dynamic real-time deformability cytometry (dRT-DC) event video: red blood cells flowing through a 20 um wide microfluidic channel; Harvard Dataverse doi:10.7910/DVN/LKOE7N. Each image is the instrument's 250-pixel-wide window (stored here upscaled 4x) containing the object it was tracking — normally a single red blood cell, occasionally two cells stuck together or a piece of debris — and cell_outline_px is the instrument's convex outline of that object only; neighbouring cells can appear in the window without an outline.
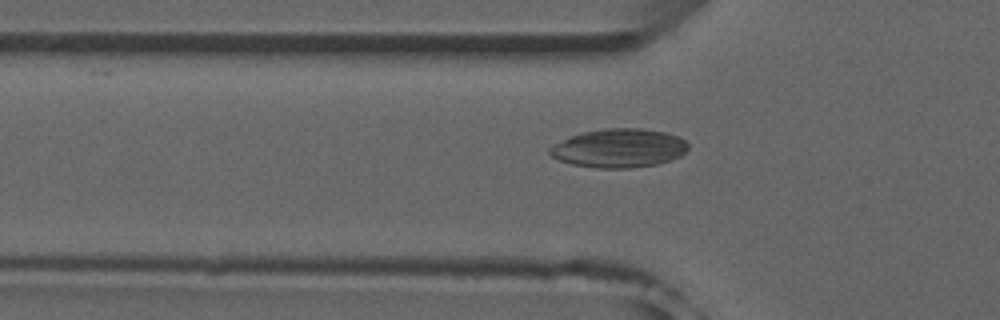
{"species": "common noctule bat (a hibernating species)", "species_latin": "Nyctalus noctula", "temperature_condition": "room temperature", "stored_images_in_passage": 52, "camera_frame_rate_fps": 3000, "um_per_image_px": 0.085, "animal": {"sex": "male", "forearm_length_mm": 52.5}, "frame": {"image": 1, "passage_image": 17, "time_ms": 5.333, "image_size_px": [1000, 320], "cell_outline_px": [[688, 148], [680, 156], [656, 164], [632, 168], [596, 168], [572, 164], [560, 160], [552, 156], [548, 152], [548, 148], [572, 136], [584, 132], [604, 128], [640, 128], [664, 132], [676, 136], [684, 140], [688, 144]], "centroid_in_image_um": [52.61, 12.6], "position_along_channel_um": 73.2, "area_um2": 30.87}}
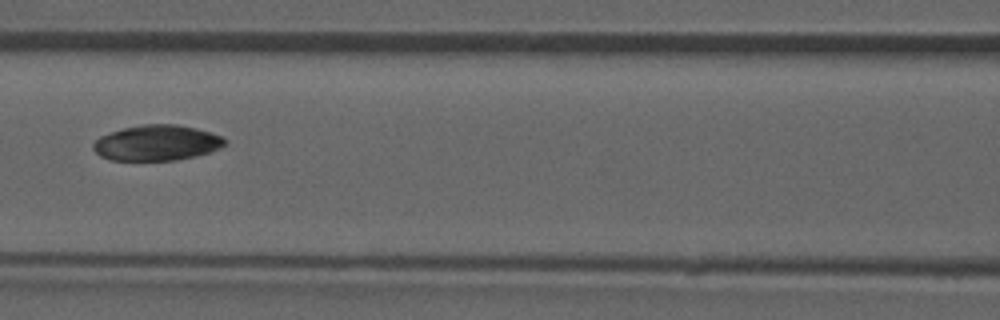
{"frame": {"image": 2, "passage_image": 23, "time_ms": 7.333, "image_size_px": [1000, 320], "cell_outline_px": [[224, 144], [220, 148], [212, 152], [196, 156], [176, 160], [112, 160], [100, 156], [92, 148], [92, 144], [100, 136], [124, 128], [140, 124], [176, 124], [196, 128], [212, 132], [224, 136]], "centroid_in_image_um": [13.35, 12.14], "position_along_channel_um": 153.3, "area_um2": 27.34}}
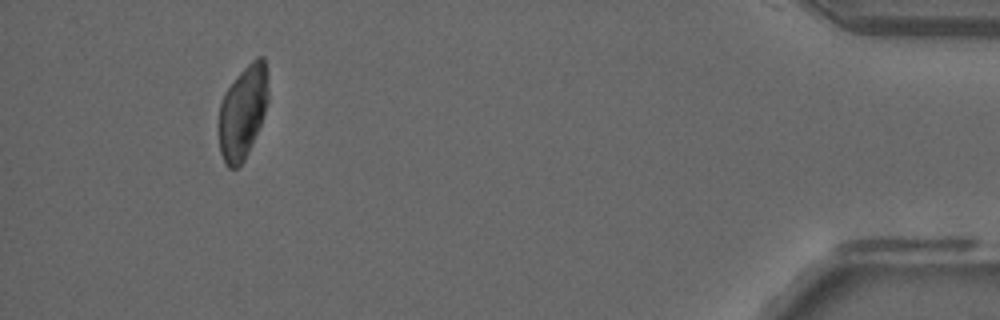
{"frame": {"image": 3, "passage_image": 48, "time_ms": 15.667, "image_size_px": [1000, 320], "cell_outline_px": [[268, 100], [260, 124], [252, 144], [244, 160], [236, 168], [228, 168], [224, 164], [220, 152], [220, 104], [224, 92], [240, 72], [256, 56], [264, 56], [268, 88]], "centroid_in_image_um": [20.64, 9.52], "position_along_channel_um": 414.6, "area_um2": 26.53}}